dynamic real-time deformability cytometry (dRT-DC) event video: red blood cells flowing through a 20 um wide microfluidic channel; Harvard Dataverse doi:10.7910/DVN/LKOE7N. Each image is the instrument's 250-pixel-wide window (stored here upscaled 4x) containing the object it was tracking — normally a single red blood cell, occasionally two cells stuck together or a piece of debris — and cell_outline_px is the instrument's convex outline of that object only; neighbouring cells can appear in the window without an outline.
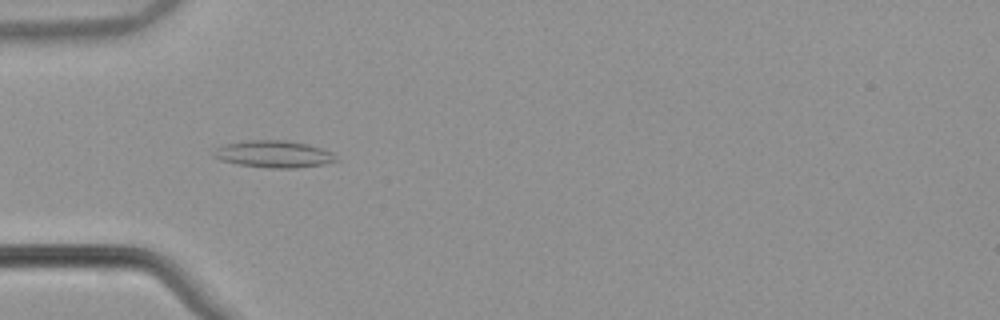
{"species": "common noctule bat (a hibernating species)", "species_latin": "Nyctalus noctula", "temperature_condition": "warm", "stored_images_in_passage": 46, "camera_frame_rate_fps": 3000, "um_per_image_px": 0.085, "animal": {"sex": "male", "body_mass_g": 21.5, "forearm_length_mm": 52.0}, "frame": {"image": 1, "passage_image": 17, "time_ms": 5.333, "image_size_px": [1000, 320], "cell_outline_px": [[340, 160], [324, 164], [296, 168], [268, 168], [240, 164], [220, 160], [212, 156], [216, 148], [228, 144], [244, 140], [288, 140], [308, 144], [332, 152]], "centroid_in_image_um": [23.3, 13.1], "position_along_channel_um": 61.7, "area_um2": 19.25}}
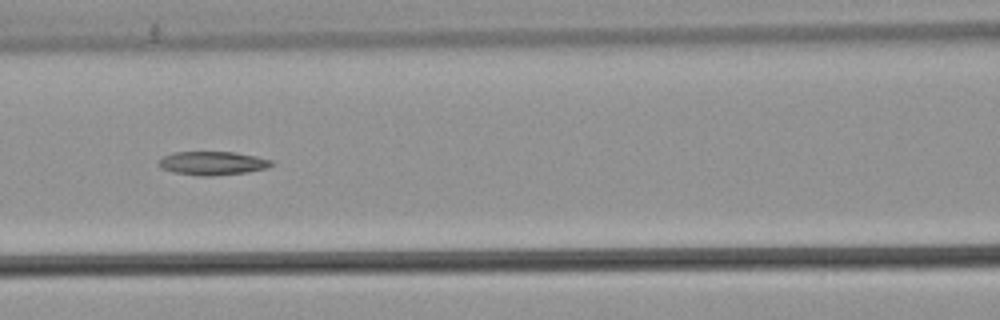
{"frame": {"image": 2, "passage_image": 24, "time_ms": 7.667, "image_size_px": [1000, 320], "cell_outline_px": [[272, 164], [268, 168], [248, 172], [212, 176], [200, 176], [172, 172], [160, 168], [160, 160], [164, 156], [172, 152], [236, 152], [256, 156], [272, 160]], "centroid_in_image_um": [18.08, 13.87], "position_along_channel_um": 148.5, "area_um2": 15.55}}
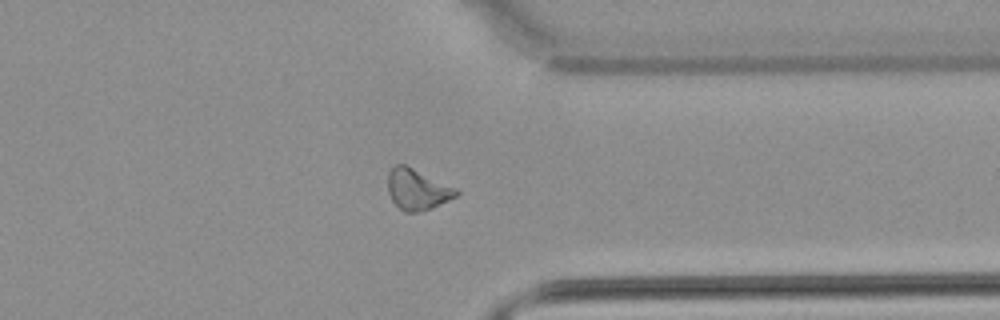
{"frame": {"image": 3, "passage_image": 42, "time_ms": 13.667, "image_size_px": [1000, 320], "cell_outline_px": [[460, 192], [456, 196], [432, 208], [420, 212], [404, 212], [392, 200], [388, 192], [388, 172], [396, 164], [404, 164], [456, 188]], "centroid_in_image_um": [35.45, 16.11], "position_along_channel_um": 375.9, "area_um2": 16.07}}